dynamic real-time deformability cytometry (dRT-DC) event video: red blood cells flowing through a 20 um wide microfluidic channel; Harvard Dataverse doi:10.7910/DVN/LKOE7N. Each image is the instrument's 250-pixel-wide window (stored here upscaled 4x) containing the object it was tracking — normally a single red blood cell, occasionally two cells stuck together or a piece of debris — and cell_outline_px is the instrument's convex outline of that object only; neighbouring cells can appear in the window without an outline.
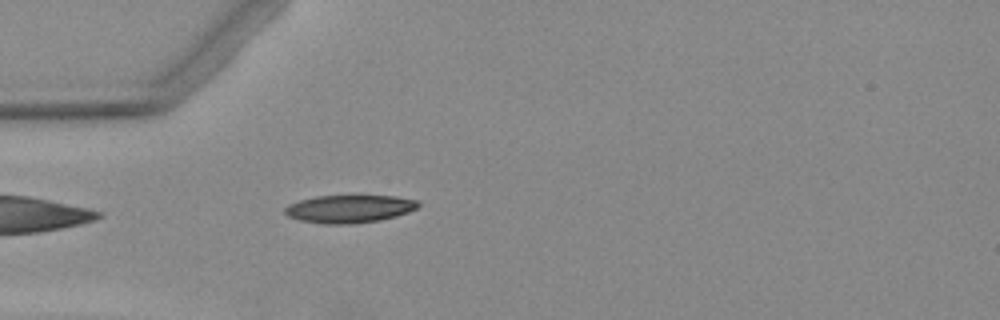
{"species": "Egyptian fruit bat (a non-hibernating species)", "species_latin": "Rousettus aegyptiacus", "temperature_condition": "warm", "stored_images_in_passage": 5, "camera_frame_rate_fps": 3000, "um_per_image_px": 0.085, "animal": {"sex": "female"}, "frame": {"image": 1, "passage_image": 5, "time_ms": 5.0, "image_size_px": [1000, 320], "cell_outline_px": [[420, 204], [416, 208], [408, 212], [396, 216], [380, 220], [352, 224], [324, 224], [300, 220], [288, 216], [284, 212], [284, 208], [288, 204], [300, 200], [316, 196], [396, 196], [416, 200]], "centroid_in_image_um": [29.67, 17.75], "position_along_channel_um": 55.3, "area_um2": 21.56}}